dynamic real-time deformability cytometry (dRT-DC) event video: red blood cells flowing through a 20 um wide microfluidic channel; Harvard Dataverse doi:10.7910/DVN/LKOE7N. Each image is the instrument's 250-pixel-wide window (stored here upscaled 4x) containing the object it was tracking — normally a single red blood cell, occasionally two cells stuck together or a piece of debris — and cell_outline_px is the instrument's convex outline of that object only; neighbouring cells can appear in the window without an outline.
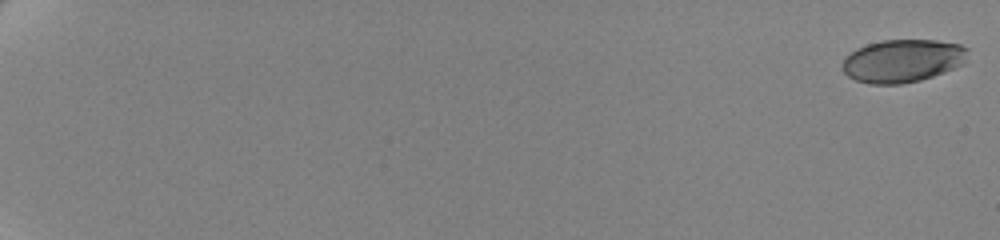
{"species": "human", "species_latin": "Homo sapiens", "temperature_condition": "cold", "stored_images_in_passage": 62, "camera_frame_rate_fps": 3000, "um_per_image_px": 0.085, "donor": {"sex": "female"}, "frame": {"image": 1, "passage_image": 1, "time_ms": 0.0, "image_size_px": [1000, 240], "cell_outline_px": [[968, 48], [964, 64], [944, 72], [920, 80], [900, 84], [868, 84], [856, 80], [848, 76], [844, 72], [844, 56], [856, 48], [880, 40], [936, 40], [960, 44]], "centroid_in_image_um": [76.72, 5.16], "position_along_channel_um": 8.3, "area_um2": 31.39}}
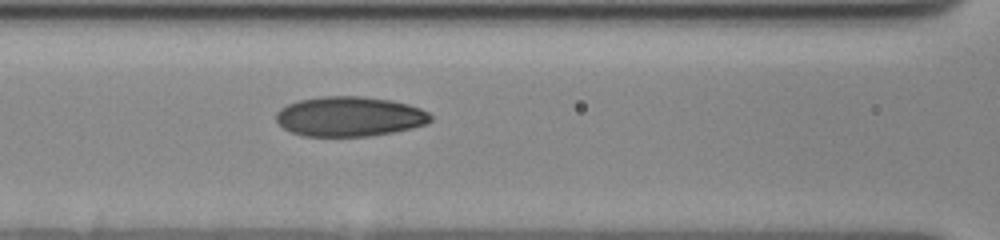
{"frame": {"image": 2, "passage_image": 32, "time_ms": 10.333, "image_size_px": [1000, 240], "cell_outline_px": [[432, 120], [428, 124], [412, 128], [392, 132], [368, 136], [300, 136], [284, 128], [276, 120], [276, 112], [280, 108], [288, 104], [300, 100], [324, 96], [360, 96], [392, 100], [408, 104], [420, 108], [428, 112], [432, 116]], "centroid_in_image_um": [29.73, 9.9], "position_along_channel_um": 136.9, "area_um2": 35.95}}
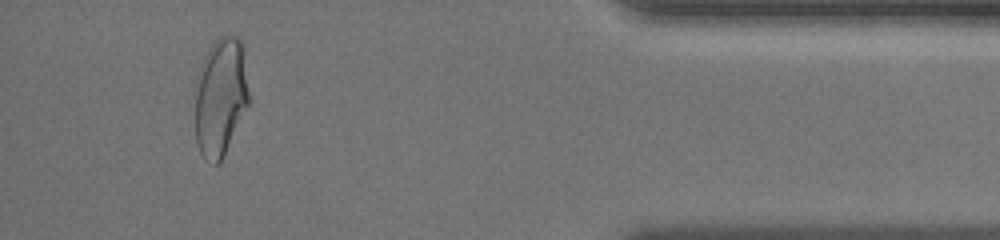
{"frame": {"image": 3, "passage_image": 59, "time_ms": 19.333, "image_size_px": [1000, 240], "cell_outline_px": [[252, 100], [224, 156], [216, 164], [204, 160], [196, 144], [196, 72], [208, 48], [220, 36], [228, 32], [240, 36], [244, 44]], "centroid_in_image_um": [18.81, 8.15], "position_along_channel_um": 416.4, "area_um2": 38.9}, "authors_computed_cell_mechanics": {"area_um2": 34.5644, "velocity_mm_per_s": 3.4952, "shape_relaxation_time_tau1_ms": 5.3405, "shape_relaxation_time_tau2_ms": 1.7668, "deformation_change_tau1": 0.1565, "deformation_change_tau2": 0.0742}}